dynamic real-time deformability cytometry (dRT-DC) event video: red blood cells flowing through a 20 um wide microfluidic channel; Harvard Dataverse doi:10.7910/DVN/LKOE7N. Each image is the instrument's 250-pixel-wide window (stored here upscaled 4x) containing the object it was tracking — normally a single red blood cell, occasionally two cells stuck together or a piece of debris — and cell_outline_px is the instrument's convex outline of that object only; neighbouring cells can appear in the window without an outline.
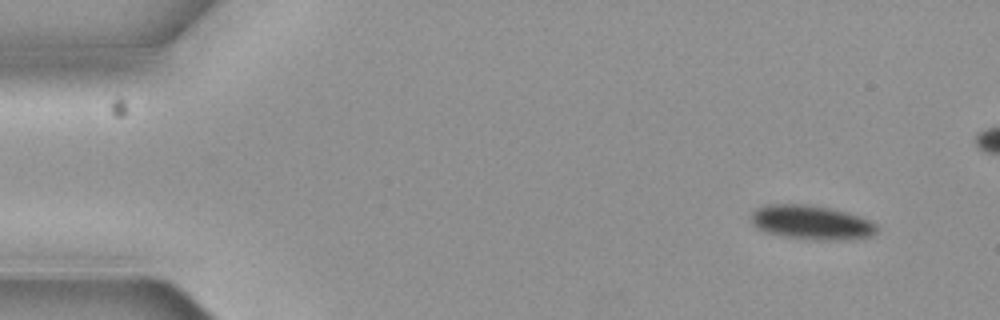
{"species": "common noctule bat (a hibernating species)", "species_latin": "Nyctalus noctula", "temperature_condition": "cold", "stored_images_in_passage": 4, "camera_frame_rate_fps": 3000, "um_per_image_px": 0.085, "animal": {"sex": "female", "body_mass_g": 19.3, "forearm_length_mm": 54.1}, "frame": {"image": 1, "passage_image": 1, "time_ms": 0.0, "image_size_px": [1000, 320], "cell_outline_px": [[880, 228], [872, 236], [848, 240], [816, 240], [784, 236], [764, 232], [756, 228], [752, 224], [748, 216], [756, 208], [768, 204], [808, 204], [832, 208], [848, 212], [860, 216], [876, 224]], "centroid_in_image_um": [68.96, 18.9], "position_along_channel_um": 16.0, "area_um2": 25.61}}